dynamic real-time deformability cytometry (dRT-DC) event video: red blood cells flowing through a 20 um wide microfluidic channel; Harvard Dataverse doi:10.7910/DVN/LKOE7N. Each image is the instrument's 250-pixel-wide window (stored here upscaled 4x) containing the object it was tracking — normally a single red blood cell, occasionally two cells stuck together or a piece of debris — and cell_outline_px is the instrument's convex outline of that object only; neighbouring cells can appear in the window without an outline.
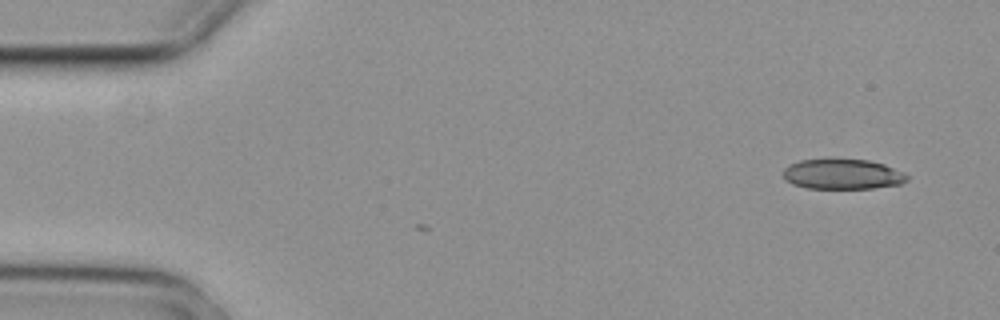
{"species": "common noctule bat (a hibernating species)", "species_latin": "Nyctalus noctula", "temperature_condition": "cold", "stored_images_in_passage": 2, "camera_frame_rate_fps": 3000, "um_per_image_px": 0.085, "animal": {"sex": "female", "body_mass_g": 29.2, "forearm_length_mm": 56.3}, "frame": {"image": 1, "passage_image": 1, "time_ms": 0.0, "image_size_px": [1000, 320], "cell_outline_px": [[908, 180], [900, 184], [872, 188], [808, 188], [792, 184], [784, 180], [780, 172], [788, 164], [800, 160], [868, 160], [884, 164], [904, 172], [908, 176]], "centroid_in_image_um": [71.57, 14.81], "position_along_channel_um": 13.4, "area_um2": 21.79}}